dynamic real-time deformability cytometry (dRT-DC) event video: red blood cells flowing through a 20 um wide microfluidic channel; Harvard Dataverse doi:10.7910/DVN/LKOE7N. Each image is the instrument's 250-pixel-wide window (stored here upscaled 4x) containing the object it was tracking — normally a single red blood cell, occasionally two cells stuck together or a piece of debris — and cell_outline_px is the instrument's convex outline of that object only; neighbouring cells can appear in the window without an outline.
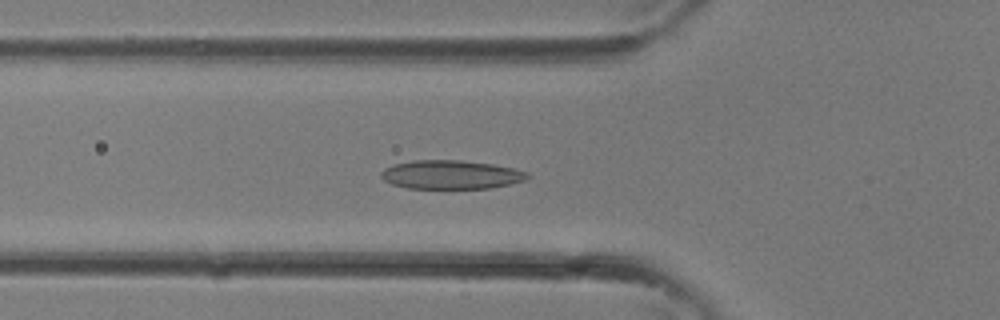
{"species": "common noctule bat (a hibernating species)", "species_latin": "Nyctalus noctula", "temperature_condition": "room temperature", "stored_images_in_passage": 34, "camera_frame_rate_fps": 3000, "um_per_image_px": 0.085, "animal": {"sex": "female"}, "frame": {"image": 1, "passage_image": 12, "time_ms": 3.667, "image_size_px": [1000, 320], "cell_outline_px": [[528, 180], [492, 188], [408, 188], [392, 184], [384, 180], [380, 176], [380, 172], [384, 168], [396, 164], [412, 160], [460, 160], [492, 164], [512, 168], [528, 172]], "centroid_in_image_um": [38.34, 14.84], "position_along_channel_um": 87.5, "area_um2": 24.51}}
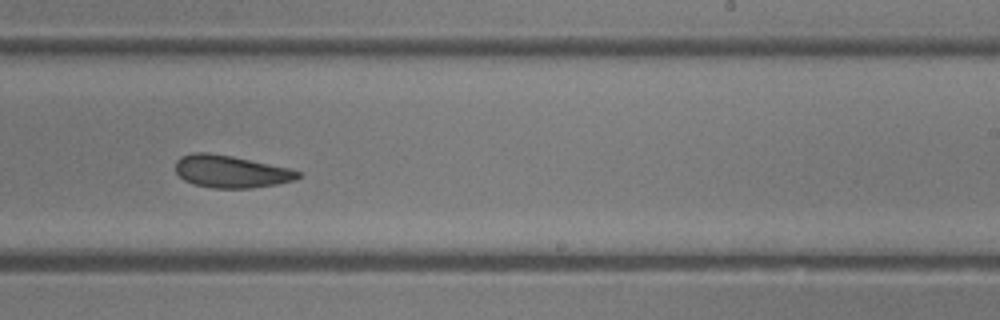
{"frame": {"image": 2, "passage_image": 21, "time_ms": 6.667, "image_size_px": [1000, 320], "cell_outline_px": [[304, 176], [296, 180], [276, 184], [252, 188], [212, 188], [192, 184], [184, 180], [176, 172], [176, 160], [180, 156], [192, 152], [208, 152], [232, 156], [288, 168], [300, 172]], "centroid_in_image_um": [19.61, 14.58], "position_along_channel_um": 269.4, "area_um2": 23.24}}
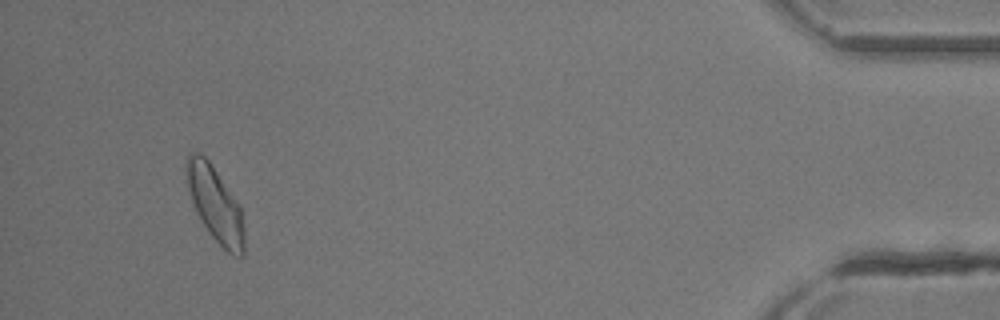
{"frame": {"image": 3, "passage_image": 32, "time_ms": 10.333, "image_size_px": [1000, 320], "cell_outline_px": [[244, 256], [240, 256], [228, 252], [212, 236], [200, 220], [196, 212], [188, 188], [184, 164], [188, 152], [200, 152], [208, 160], [240, 204], [244, 228]], "centroid_in_image_um": [18.28, 17.31], "position_along_channel_um": 416.9, "area_um2": 25.2}}